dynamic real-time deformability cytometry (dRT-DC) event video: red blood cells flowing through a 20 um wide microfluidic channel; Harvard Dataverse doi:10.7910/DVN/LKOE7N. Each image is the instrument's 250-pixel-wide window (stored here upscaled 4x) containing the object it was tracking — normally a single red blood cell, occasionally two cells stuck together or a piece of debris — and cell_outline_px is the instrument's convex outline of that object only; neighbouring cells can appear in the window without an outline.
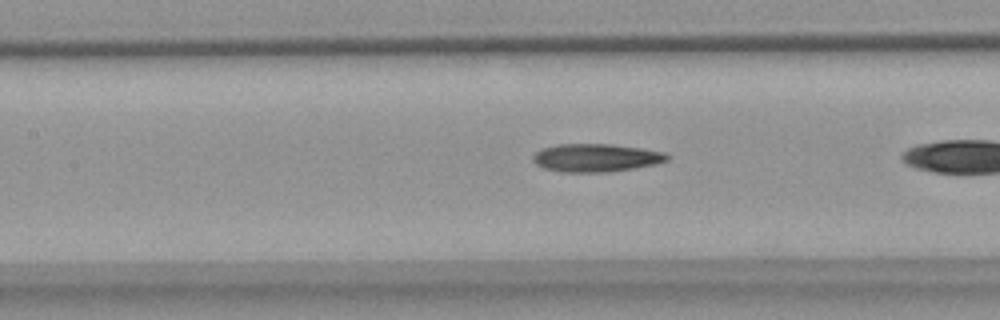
{"species": "common noctule bat (a hibernating species)", "species_latin": "Nyctalus noctula", "temperature_condition": "warm", "stored_images_in_passage": 26, "camera_frame_rate_fps": 3000, "um_per_image_px": 0.085, "animal": {"sex": "female", "body_mass_g": 18.4}, "frame": {"image": 1, "passage_image": 8, "time_ms": 2.333, "image_size_px": [1000, 320], "cell_outline_px": [[668, 160], [656, 164], [612, 172], [560, 172], [544, 168], [536, 164], [532, 160], [532, 156], [536, 152], [544, 148], [560, 144], [612, 144], [640, 148], [664, 152], [668, 156]], "centroid_in_image_um": [50.65, 13.42], "position_along_channel_um": 156.7, "area_um2": 21.91}}